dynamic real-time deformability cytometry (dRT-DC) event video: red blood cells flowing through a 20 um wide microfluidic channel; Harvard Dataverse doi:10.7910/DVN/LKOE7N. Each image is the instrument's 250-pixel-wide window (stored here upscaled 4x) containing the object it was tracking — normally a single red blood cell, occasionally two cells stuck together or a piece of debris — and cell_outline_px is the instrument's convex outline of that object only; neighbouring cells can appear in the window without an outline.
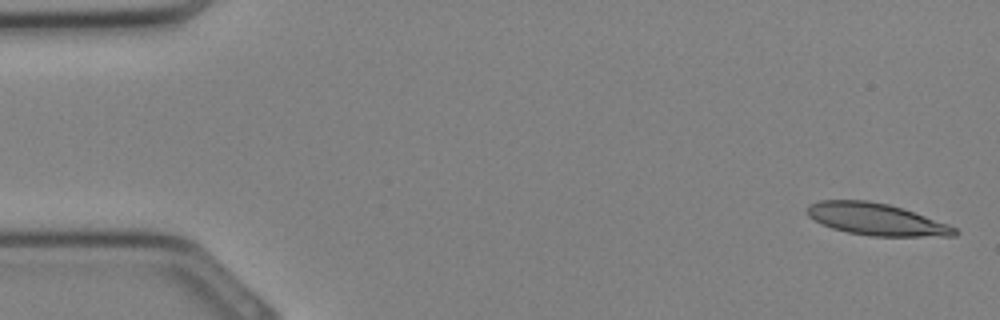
{"species": "Egyptian fruit bat (a non-hibernating species)", "species_latin": "Rousettus aegyptiacus", "temperature_condition": "cold", "stored_images_in_passage": 33, "camera_frame_rate_fps": 3000, "um_per_image_px": 0.085, "animal": {"sex": "female"}, "frame": {"image": 1, "passage_image": 1, "time_ms": 0.0, "image_size_px": [1000, 320], "cell_outline_px": [[960, 232], [956, 236], [872, 236], [848, 232], [832, 228], [820, 224], [808, 216], [804, 208], [808, 204], [820, 200], [868, 200], [888, 204], [948, 224], [956, 228]], "centroid_in_image_um": [74.42, 18.63], "position_along_channel_um": 10.6, "area_um2": 27.46}}
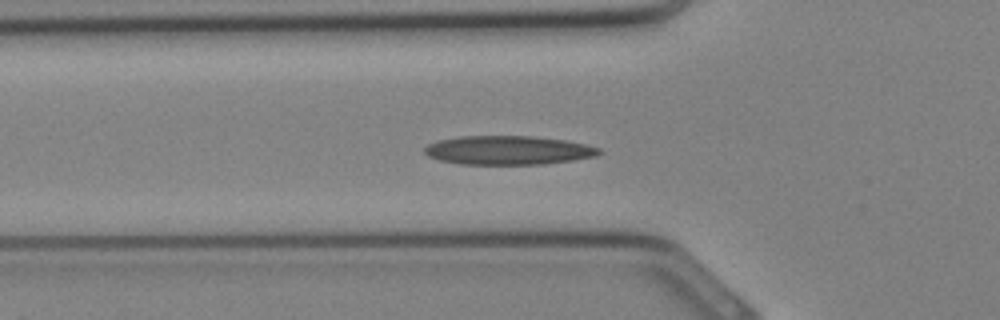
{"frame": {"image": 2, "passage_image": 11, "time_ms": 3.333, "image_size_px": [1000, 320], "cell_outline_px": [[604, 152], [596, 156], [572, 160], [544, 164], [460, 164], [440, 160], [428, 156], [424, 152], [424, 148], [428, 144], [436, 140], [460, 136], [532, 136], [564, 140], [584, 144], [600, 148]], "centroid_in_image_um": [43.18, 12.77], "position_along_channel_um": 82.6, "area_um2": 29.42}}
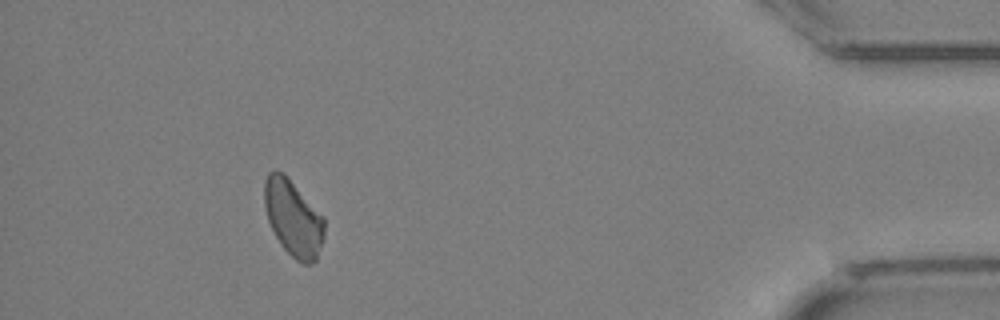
{"frame": {"image": 3, "passage_image": 30, "time_ms": 9.667, "image_size_px": [1000, 320], "cell_outline_px": [[324, 240], [316, 260], [312, 264], [304, 264], [296, 260], [284, 248], [276, 236], [268, 220], [264, 204], [264, 180], [268, 172], [284, 172], [324, 216]], "centroid_in_image_um": [24.94, 18.53], "position_along_channel_um": 410.3, "area_um2": 26.7}}